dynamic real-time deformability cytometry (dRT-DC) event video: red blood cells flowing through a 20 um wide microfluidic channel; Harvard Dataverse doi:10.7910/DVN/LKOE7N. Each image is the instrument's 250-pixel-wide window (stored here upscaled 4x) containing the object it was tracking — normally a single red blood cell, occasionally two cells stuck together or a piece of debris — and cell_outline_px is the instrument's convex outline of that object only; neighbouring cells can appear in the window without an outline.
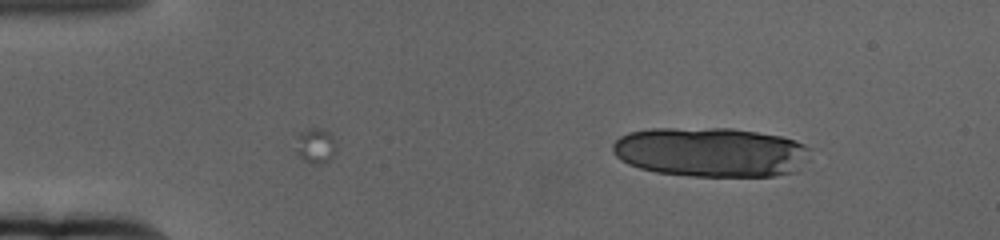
{"species": "human", "species_latin": "Homo sapiens", "temperature_condition": "cold", "stored_images_in_passage": 4, "camera_frame_rate_fps": 3000, "um_per_image_px": 0.085, "donor": {"sex": "female"}, "frame": {"image": 1, "passage_image": 4, "time_ms": 1.0, "image_size_px": [1000, 240], "cell_outline_px": [[812, 148], [796, 172], [776, 176], [688, 176], [656, 172], [640, 168], [628, 164], [620, 160], [612, 152], [612, 144], [620, 136], [628, 132], [648, 128], [732, 128], [780, 136], [796, 140]], "centroid_in_image_um": [60.38, 12.92], "position_along_channel_um": 24.6, "area_um2": 57.51}}